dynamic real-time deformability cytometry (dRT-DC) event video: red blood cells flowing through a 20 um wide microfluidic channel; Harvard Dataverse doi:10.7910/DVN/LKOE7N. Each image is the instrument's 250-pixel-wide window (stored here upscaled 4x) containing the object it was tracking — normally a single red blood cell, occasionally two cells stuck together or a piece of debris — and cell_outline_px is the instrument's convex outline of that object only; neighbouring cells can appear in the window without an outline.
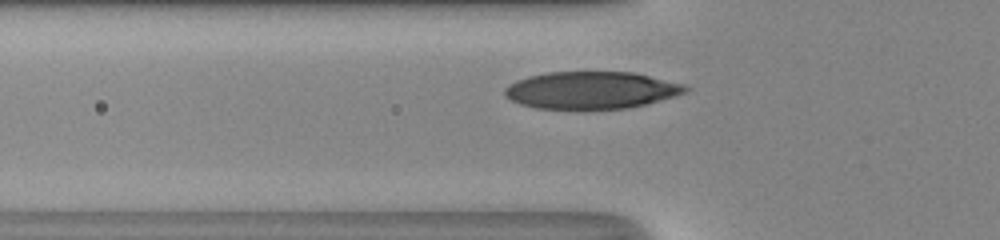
{"species": "human", "species_latin": "Homo sapiens", "temperature_condition": "room temperature", "stored_images_in_passage": 28, "camera_frame_rate_fps": 3000, "um_per_image_px": 0.085, "donor": {"sex": "male"}, "frame": {"image": 1, "passage_image": 5, "time_ms": 1.333, "image_size_px": [1000, 240], "cell_outline_px": [[688, 92], [648, 104], [628, 108], [584, 112], [536, 108], [520, 104], [504, 96], [504, 88], [508, 84], [516, 80], [528, 76], [548, 72], [632, 72], [684, 84], [688, 88]], "centroid_in_image_um": [50.22, 7.71], "position_along_channel_um": 75.6, "area_um2": 40.4}}
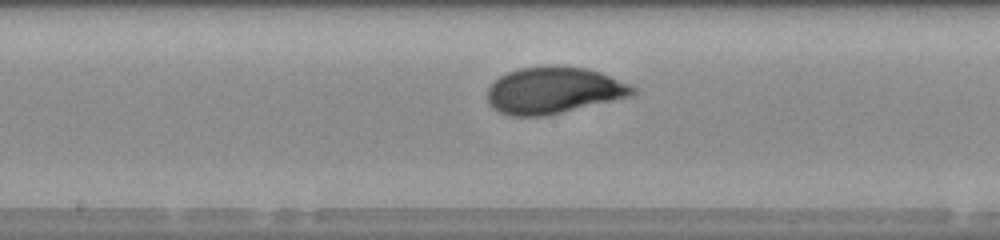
{"frame": {"image": 2, "passage_image": 14, "time_ms": 4.333, "image_size_px": [1000, 240], "cell_outline_px": [[636, 92], [632, 96], [548, 116], [512, 116], [500, 112], [492, 108], [488, 100], [488, 88], [500, 76], [508, 72], [520, 68], [548, 64], [560, 64], [588, 68], [600, 72], [632, 84], [636, 88]], "centroid_in_image_um": [47.1, 7.66], "position_along_channel_um": 201.1, "area_um2": 40.17}}
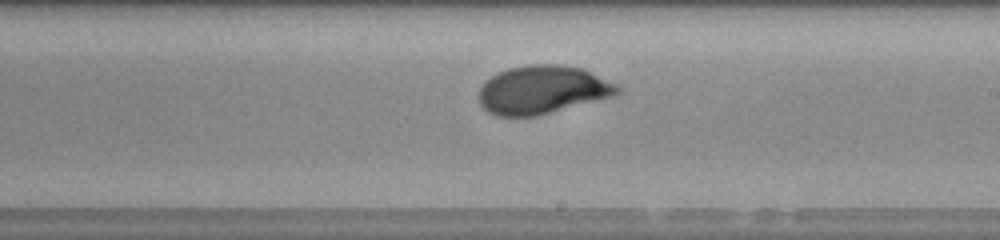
{"frame": {"image": 3, "passage_image": 17, "time_ms": 5.333, "image_size_px": [1000, 240], "cell_outline_px": [[620, 92], [616, 96], [536, 116], [496, 116], [488, 112], [480, 104], [480, 88], [484, 80], [508, 68], [532, 64], [560, 64], [584, 68], [616, 84], [620, 88]], "centroid_in_image_um": [46.13, 7.63], "position_along_channel_um": 242.9, "area_um2": 39.19}, "authors_computed_cell_mechanics": {"area_um2": 38.7838, "velocity_mm_per_s": 4.1965, "shape_relaxation_time_tau1_ms": 3.0892, "shape_relaxation_time_tau2_ms": null, "deformation_change_tau1": 0.1721, "deformation_change_tau2": null}}